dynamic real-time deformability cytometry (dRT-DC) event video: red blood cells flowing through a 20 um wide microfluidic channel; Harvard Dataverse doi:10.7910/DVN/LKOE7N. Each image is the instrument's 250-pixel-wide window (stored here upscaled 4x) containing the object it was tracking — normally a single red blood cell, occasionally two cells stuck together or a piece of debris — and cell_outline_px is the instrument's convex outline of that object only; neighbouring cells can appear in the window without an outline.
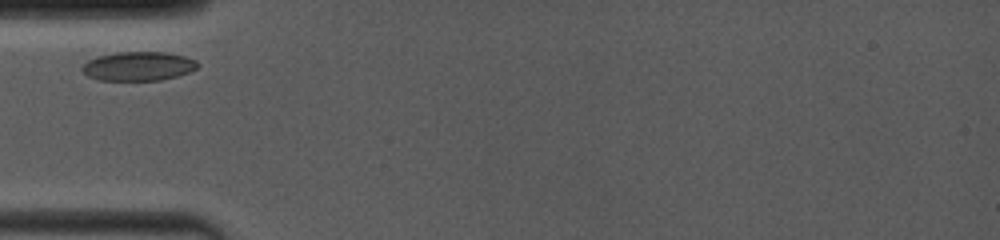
{"species": "common noctule bat (a hibernating species)", "species_latin": "Nyctalus noctula", "temperature_condition": "room temperature", "stored_images_in_passage": 20, "camera_frame_rate_fps": 4000, "um_per_image_px": 0.085, "animal": {"sex": "female", "body_mass_g": 19.0, "forearm_length_mm": 53.3}, "frame": {"image": 1, "passage_image": 1, "time_ms": 0.0, "image_size_px": [1000, 240], "cell_outline_px": [[200, 64], [196, 68], [188, 72], [176, 76], [160, 80], [100, 80], [88, 76], [80, 68], [88, 60], [96, 56], [116, 52], [164, 52], [184, 56], [196, 60]], "centroid_in_image_um": [11.74, 5.62], "position_along_channel_um": 73.3, "area_um2": 19.48}}
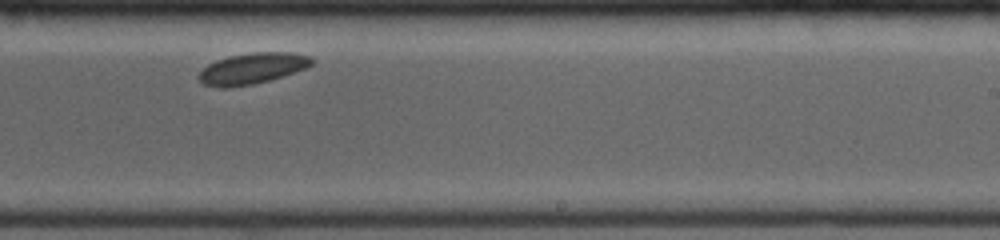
{"frame": {"image": 2, "passage_image": 12, "time_ms": 5.25, "image_size_px": [1000, 240], "cell_outline_px": [[312, 64], [308, 68], [284, 76], [252, 84], [228, 88], [220, 88], [204, 84], [200, 80], [200, 72], [208, 64], [216, 60], [228, 56], [252, 52], [292, 52], [312, 56]], "centroid_in_image_um": [21.48, 5.81], "position_along_channel_um": 267.5, "area_um2": 20.46}}
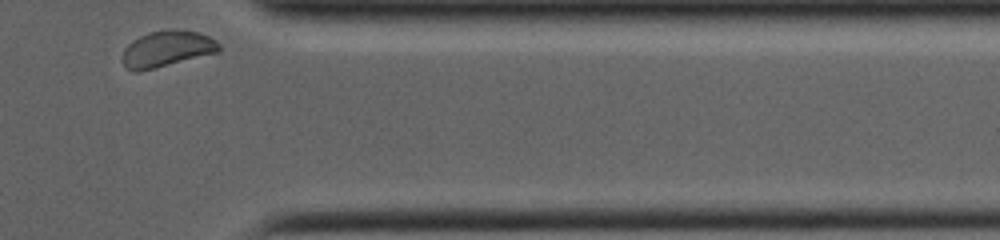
{"frame": {"image": 3, "passage_image": 20, "time_ms": 8.75, "image_size_px": [1000, 240], "cell_outline_px": [[220, 52], [156, 68], [136, 72], [128, 68], [120, 60], [120, 56], [124, 48], [132, 40], [148, 32], [172, 28], [176, 28], [200, 32], [216, 40], [220, 44]], "centroid_in_image_um": [14.19, 4.14], "position_along_channel_um": 397.2, "area_um2": 20.81}}